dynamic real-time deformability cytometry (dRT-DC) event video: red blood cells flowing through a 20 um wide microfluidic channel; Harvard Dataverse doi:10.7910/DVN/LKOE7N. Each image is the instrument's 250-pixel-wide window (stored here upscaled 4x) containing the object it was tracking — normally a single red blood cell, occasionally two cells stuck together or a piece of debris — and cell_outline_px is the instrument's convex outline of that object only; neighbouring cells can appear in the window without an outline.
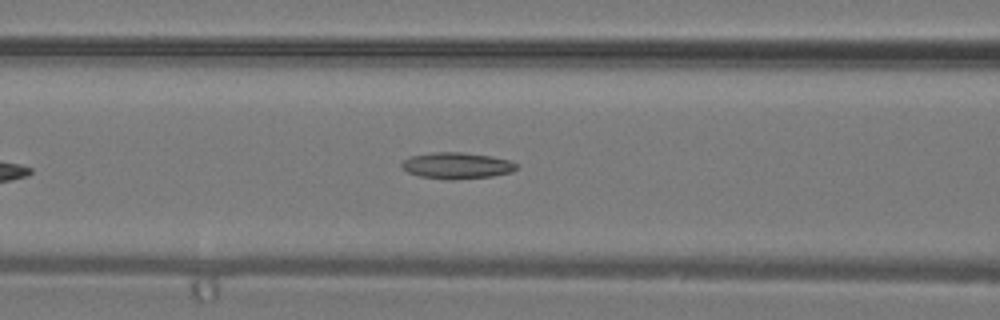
{"species": "common noctule bat (a hibernating species)", "species_latin": "Nyctalus noctula", "temperature_condition": "warm", "stored_images_in_passage": 21, "camera_frame_rate_fps": 3000, "um_per_image_px": 0.085, "animal": {"sex": "male", "body_mass_g": 19.2, "forearm_length_mm": 51.8}, "frame": {"image": 1, "passage_image": 8, "time_ms": 2.333, "image_size_px": [1000, 320], "cell_outline_px": [[516, 168], [512, 172], [492, 176], [452, 180], [444, 180], [420, 176], [408, 172], [400, 164], [404, 160], [412, 156], [436, 152], [460, 152], [492, 156], [512, 160], [516, 164]], "centroid_in_image_um": [38.86, 14.08], "position_along_channel_um": 127.7, "area_um2": 17.57}}
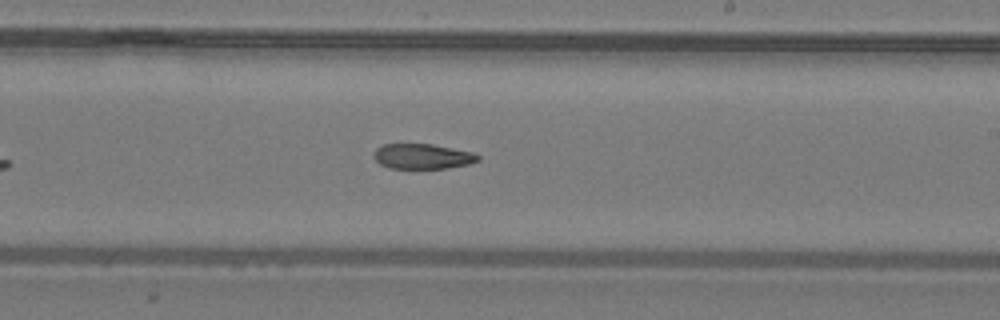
{"frame": {"image": 2, "passage_image": 15, "time_ms": 4.667, "image_size_px": [1000, 320], "cell_outline_px": [[480, 160], [468, 164], [444, 168], [388, 168], [380, 164], [376, 160], [376, 148], [384, 144], [432, 144], [472, 152], [480, 156]], "centroid_in_image_um": [35.93, 13.29], "position_along_channel_um": 253.1, "area_um2": 15.03}}
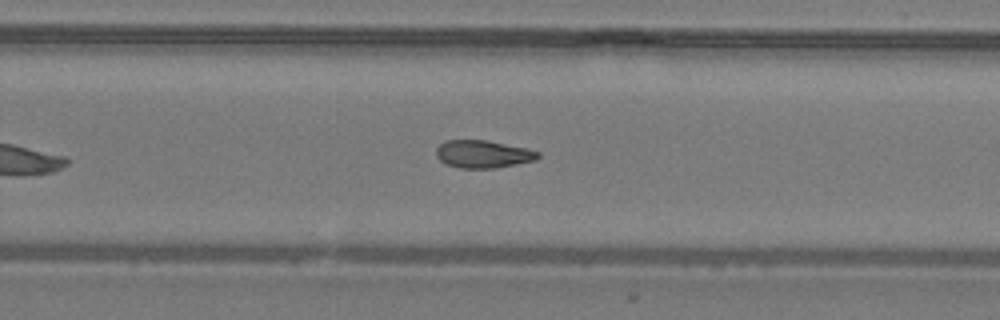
{"frame": {"image": 3, "passage_image": 17, "time_ms": 5.333, "image_size_px": [1000, 320], "cell_outline_px": [[540, 156], [536, 160], [496, 168], [460, 168], [444, 164], [436, 156], [436, 148], [444, 140], [488, 140], [524, 148], [540, 152]], "centroid_in_image_um": [41.03, 13.1], "position_along_channel_um": 288.8, "area_um2": 16.47}}